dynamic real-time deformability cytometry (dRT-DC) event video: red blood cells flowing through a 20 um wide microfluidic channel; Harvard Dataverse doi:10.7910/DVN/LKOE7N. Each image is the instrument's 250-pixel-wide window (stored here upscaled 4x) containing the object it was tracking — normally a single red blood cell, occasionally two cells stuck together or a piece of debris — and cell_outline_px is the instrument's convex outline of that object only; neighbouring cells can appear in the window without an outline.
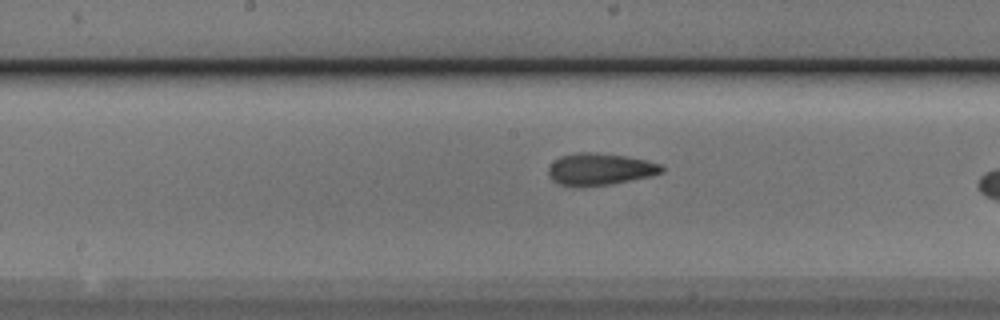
{"species": "Egyptian fruit bat (a non-hibernating species)", "species_latin": "Rousettus aegyptiacus", "temperature_condition": "cold", "stored_images_in_passage": 28, "camera_frame_rate_fps": 3000, "um_per_image_px": 0.085, "animal": {"sex": "male"}, "frame": {"image": 1, "passage_image": 13, "time_ms": 4.0, "image_size_px": [1000, 320], "cell_outline_px": [[664, 172], [652, 176], [608, 184], [580, 188], [560, 184], [552, 180], [548, 176], [548, 168], [560, 156], [576, 152], [592, 152], [624, 156], [644, 160], [660, 164], [664, 168]], "centroid_in_image_um": [50.96, 14.39], "position_along_channel_um": 197.2, "area_um2": 21.1}}